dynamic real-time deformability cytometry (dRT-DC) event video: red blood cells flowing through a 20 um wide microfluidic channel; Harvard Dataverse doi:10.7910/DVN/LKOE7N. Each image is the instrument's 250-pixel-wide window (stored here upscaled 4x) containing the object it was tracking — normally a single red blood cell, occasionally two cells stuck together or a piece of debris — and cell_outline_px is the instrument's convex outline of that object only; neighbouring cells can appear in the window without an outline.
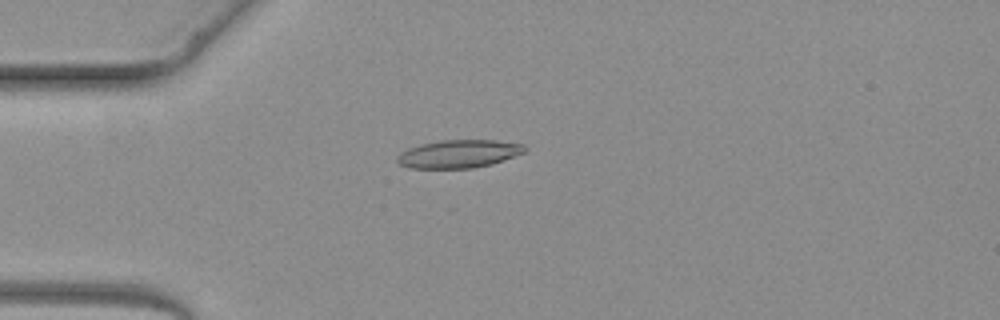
{"species": "common noctule bat (a hibernating species)", "species_latin": "Nyctalus noctula", "temperature_condition": "warm", "stored_images_in_passage": 2, "camera_frame_rate_fps": 3000, "um_per_image_px": 0.085, "animal": {"sex": "female", "body_mass_g": 19.3, "forearm_length_mm": 54.1}, "frame": {"image": 1, "passage_image": 2, "time_ms": 1.0, "image_size_px": [1000, 320], "cell_outline_px": [[528, 148], [524, 152], [504, 160], [492, 164], [472, 168], [408, 168], [400, 164], [396, 160], [396, 156], [400, 152], [408, 148], [420, 144], [440, 140], [496, 140], [524, 144]], "centroid_in_image_um": [38.98, 13.07], "position_along_channel_um": 46.0, "area_um2": 20.98}}